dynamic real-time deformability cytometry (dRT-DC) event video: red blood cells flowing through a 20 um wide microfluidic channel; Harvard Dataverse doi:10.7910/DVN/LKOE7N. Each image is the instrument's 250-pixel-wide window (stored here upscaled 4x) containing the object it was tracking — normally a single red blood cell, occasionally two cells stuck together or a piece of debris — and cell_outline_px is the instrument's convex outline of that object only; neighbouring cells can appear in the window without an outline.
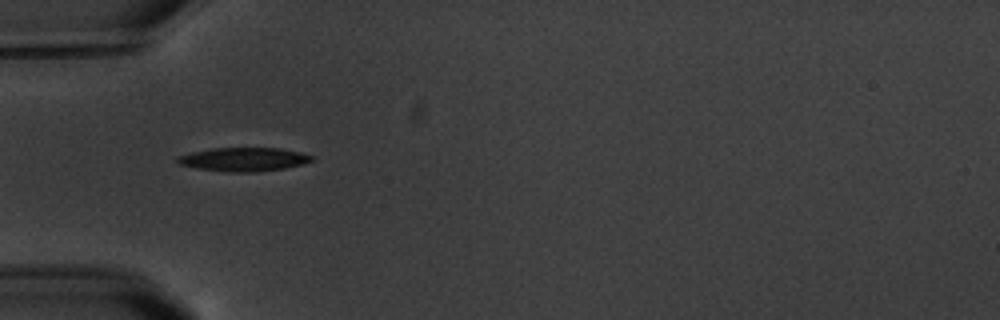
{"species": "common noctule bat (a hibernating species)", "species_latin": "Nyctalus noctula", "temperature_condition": "warm", "stored_images_in_passage": 8, "camera_frame_rate_fps": 3000, "um_per_image_px": 0.085, "animal": {"sex": "male", "body_mass_g": 20.1, "forearm_length_mm": 53.5}, "frame": {"image": 1, "passage_image": 5, "time_ms": 4.667, "image_size_px": [1000, 320], "cell_outline_px": [[312, 160], [304, 164], [284, 168], [252, 172], [232, 172], [196, 168], [180, 164], [176, 160], [176, 156], [192, 152], [212, 148], [280, 148], [300, 152], [312, 156]], "centroid_in_image_um": [20.7, 13.54], "position_along_channel_um": 64.3, "area_um2": 18.38}}